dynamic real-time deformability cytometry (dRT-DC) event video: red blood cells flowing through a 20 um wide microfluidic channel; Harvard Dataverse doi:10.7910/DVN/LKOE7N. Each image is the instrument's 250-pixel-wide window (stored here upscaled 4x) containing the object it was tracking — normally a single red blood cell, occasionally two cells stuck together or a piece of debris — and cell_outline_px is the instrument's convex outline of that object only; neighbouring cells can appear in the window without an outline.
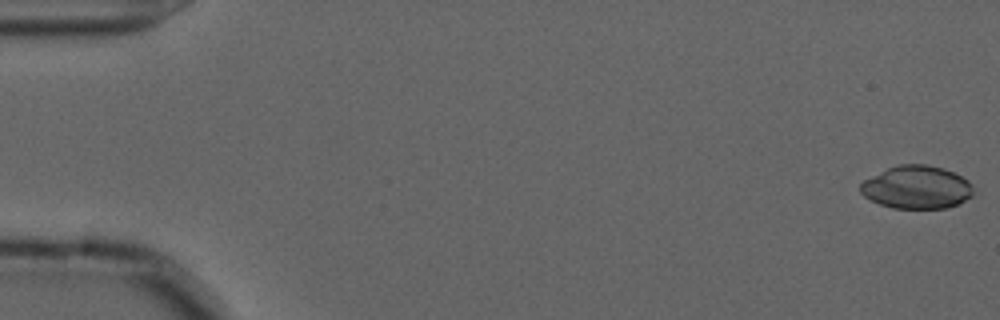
{"species": "common noctule bat (a hibernating species)", "species_latin": "Nyctalus noctula", "temperature_condition": "cold", "stored_images_in_passage": 7, "camera_frame_rate_fps": 3000, "um_per_image_px": 0.085, "animal": {"sex": "male", "forearm_length_mm": 52.5}, "frame": {"image": 1, "passage_image": 1, "time_ms": 0.0, "image_size_px": [1000, 320], "cell_outline_px": [[972, 196], [956, 204], [944, 208], [892, 208], [880, 204], [864, 196], [860, 192], [860, 184], [864, 180], [888, 168], [900, 164], [928, 164], [944, 168], [968, 180], [972, 184]], "centroid_in_image_um": [77.91, 15.91], "position_along_channel_um": 7.1, "area_um2": 28.09}}